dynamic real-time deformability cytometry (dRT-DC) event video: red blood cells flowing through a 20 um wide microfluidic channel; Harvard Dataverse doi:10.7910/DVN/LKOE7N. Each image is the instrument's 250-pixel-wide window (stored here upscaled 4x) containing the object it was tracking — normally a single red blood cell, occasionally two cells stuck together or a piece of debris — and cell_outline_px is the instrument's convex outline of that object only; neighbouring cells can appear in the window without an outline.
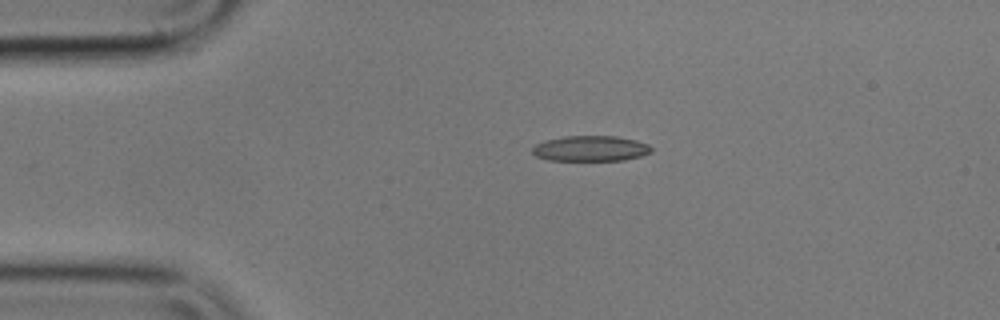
{"species": "common noctule bat (a hibernating species)", "species_latin": "Nyctalus noctula", "temperature_condition": "cold", "stored_images_in_passage": 45, "camera_frame_rate_fps": 3000, "um_per_image_px": 0.085, "animal": {"sex": "male", "body_mass_g": 17.9}, "frame": {"image": 1, "passage_image": 1, "time_ms": 0.0, "image_size_px": [1000, 320], "cell_outline_px": [[652, 152], [640, 156], [624, 160], [548, 160], [536, 156], [532, 152], [532, 148], [536, 144], [544, 140], [564, 136], [616, 136], [636, 140], [648, 144], [652, 148]], "centroid_in_image_um": [50.19, 12.62], "position_along_channel_um": 34.8, "area_um2": 17.69}}
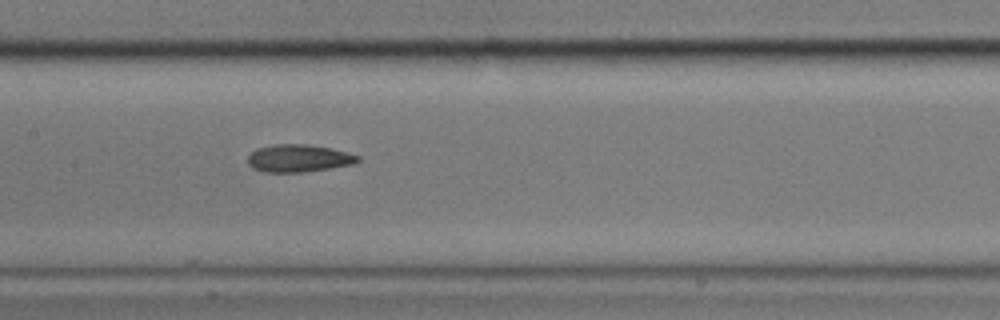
{"frame": {"image": 2, "passage_image": 16, "time_ms": 5.0, "image_size_px": [1000, 320], "cell_outline_px": [[360, 160], [356, 164], [304, 172], [264, 172], [252, 168], [248, 164], [248, 156], [256, 148], [272, 144], [308, 144], [332, 148], [348, 152], [360, 156]], "centroid_in_image_um": [25.4, 13.45], "position_along_channel_um": 182.0, "area_um2": 17.92}}
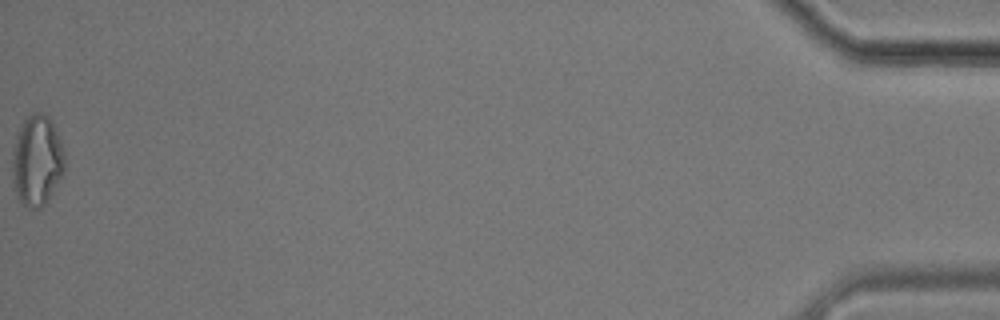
{"frame": {"image": 3, "passage_image": 45, "time_ms": 14.667, "image_size_px": [1000, 320], "cell_outline_px": [[64, 168], [48, 200], [40, 208], [28, 208], [20, 204], [16, 192], [12, 168], [12, 152], [16, 136], [24, 120], [32, 112], [40, 112], [48, 116], [60, 140], [64, 152]], "centroid_in_image_um": [3.12, 13.65], "position_along_channel_um": 432.1, "area_um2": 27.28}, "authors_computed_cell_mechanics": {"area_um2": 18.2648, "velocity_mm_per_s": 3.6216, "shape_relaxation_time_tau1_ms": 4.5601, "shape_relaxation_time_tau2_ms": 6.2704, "deformation_change_tau1": 0.1183, "deformation_change_tau2": 0.1564}}